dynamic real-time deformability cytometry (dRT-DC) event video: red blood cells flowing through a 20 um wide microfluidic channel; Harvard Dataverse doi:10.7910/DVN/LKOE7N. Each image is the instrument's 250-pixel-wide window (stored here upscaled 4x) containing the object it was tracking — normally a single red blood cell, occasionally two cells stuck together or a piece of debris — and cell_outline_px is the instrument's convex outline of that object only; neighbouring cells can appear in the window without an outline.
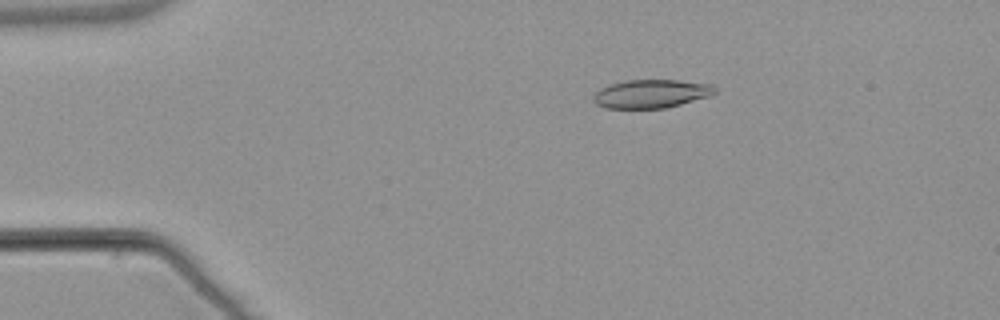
{"species": "common noctule bat (a hibernating species)", "species_latin": "Nyctalus noctula", "temperature_condition": "warm", "stored_images_in_passage": 54, "camera_frame_rate_fps": 3000, "um_per_image_px": 0.085, "animal": {"sex": "male", "body_mass_g": 21.5, "forearm_length_mm": 52.0}, "frame": {"image": 1, "passage_image": 10, "time_ms": 3.0, "image_size_px": [1000, 320], "cell_outline_px": [[716, 92], [708, 96], [680, 104], [664, 108], [604, 108], [596, 104], [592, 100], [592, 96], [600, 88], [612, 84], [628, 80], [676, 80], [712, 84], [716, 88]], "centroid_in_image_um": [55.32, 7.97], "position_along_channel_um": 29.7, "area_um2": 20.0}}
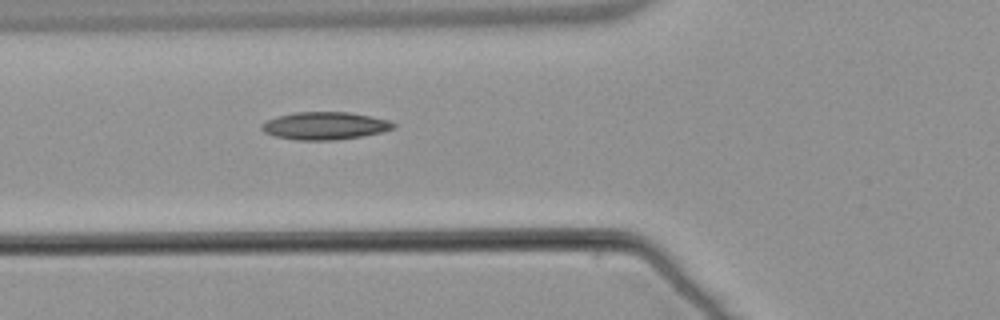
{"frame": {"image": 2, "passage_image": 20, "time_ms": 6.333, "image_size_px": [1000, 320], "cell_outline_px": [[396, 128], [380, 132], [360, 136], [336, 140], [300, 140], [276, 136], [264, 132], [260, 128], [260, 124], [276, 116], [296, 112], [348, 112], [372, 116], [388, 120], [396, 124]], "centroid_in_image_um": [27.61, 10.68], "position_along_channel_um": 98.2, "area_um2": 21.15}}
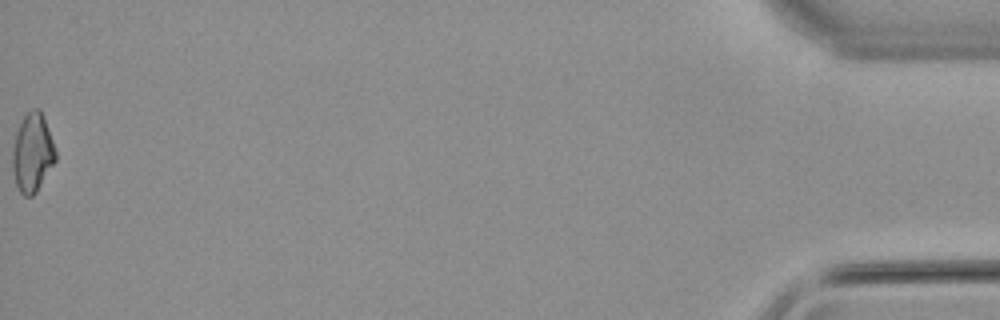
{"frame": {"image": 3, "passage_image": 54, "time_ms": 17.667, "image_size_px": [1000, 320], "cell_outline_px": [[56, 160], [36, 192], [32, 196], [24, 196], [20, 192], [16, 184], [12, 168], [12, 152], [16, 132], [24, 116], [32, 108], [40, 108], [52, 140], [56, 152]], "centroid_in_image_um": [2.75, 12.99], "position_along_channel_um": 432.5, "area_um2": 19.54}, "authors_computed_cell_mechanics": {"area_um2": 19.7387, "velocity_mm_per_s": 3.8397, "shape_relaxation_time_tau1_ms": 7.3179, "shape_relaxation_time_tau2_ms": 5.1056, "deformation_change_tau1": 0.1557, "deformation_change_tau2": 0.1275}}